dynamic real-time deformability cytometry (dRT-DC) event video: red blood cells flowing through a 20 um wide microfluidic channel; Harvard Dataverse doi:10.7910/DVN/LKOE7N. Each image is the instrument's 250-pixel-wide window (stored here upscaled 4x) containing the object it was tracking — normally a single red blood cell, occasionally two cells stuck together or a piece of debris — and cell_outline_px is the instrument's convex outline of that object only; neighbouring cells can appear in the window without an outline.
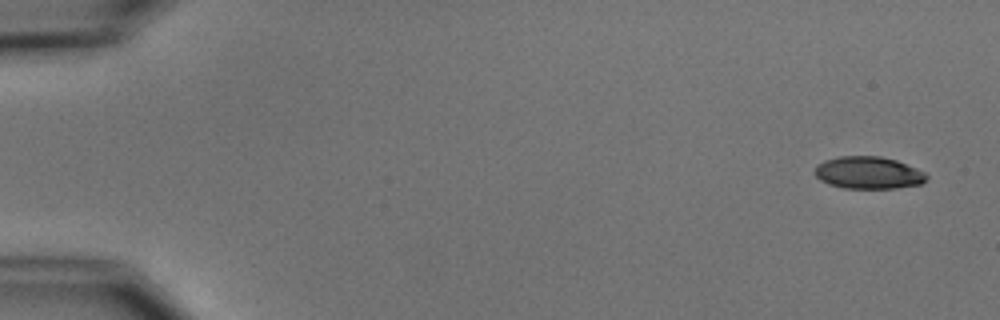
{"species": "common noctule bat (a hibernating species)", "species_latin": "Nyctalus noctula", "temperature_condition": "cold", "stored_images_in_passage": 5, "camera_frame_rate_fps": 3000, "um_per_image_px": 0.085, "animal": {"sex": "male", "body_mass_g": 15.6}, "frame": {"image": 1, "passage_image": 1, "time_ms": 0.0, "image_size_px": [1000, 320], "cell_outline_px": [[928, 176], [920, 184], [896, 188], [844, 188], [828, 184], [820, 180], [816, 176], [816, 164], [824, 160], [836, 156], [880, 156], [896, 160], [916, 168], [924, 172]], "centroid_in_image_um": [73.78, 14.67], "position_along_channel_um": 11.2, "area_um2": 20.98}}
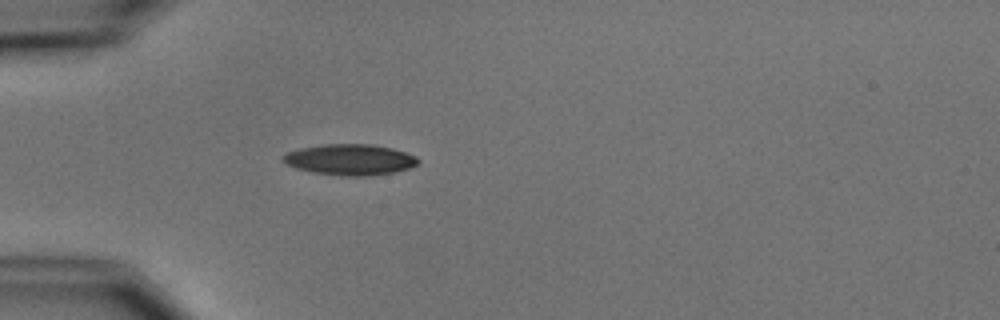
{"frame": {"image": 2, "passage_image": 5, "time_ms": 4.667, "image_size_px": [1000, 320], "cell_outline_px": [[420, 164], [412, 168], [396, 172], [372, 176], [348, 176], [312, 172], [296, 168], [284, 164], [280, 160], [280, 156], [288, 152], [300, 148], [324, 144], [372, 144], [392, 148], [416, 156], [420, 160]], "centroid_in_image_um": [29.76, 13.57], "position_along_channel_um": 55.2, "area_um2": 24.74}}